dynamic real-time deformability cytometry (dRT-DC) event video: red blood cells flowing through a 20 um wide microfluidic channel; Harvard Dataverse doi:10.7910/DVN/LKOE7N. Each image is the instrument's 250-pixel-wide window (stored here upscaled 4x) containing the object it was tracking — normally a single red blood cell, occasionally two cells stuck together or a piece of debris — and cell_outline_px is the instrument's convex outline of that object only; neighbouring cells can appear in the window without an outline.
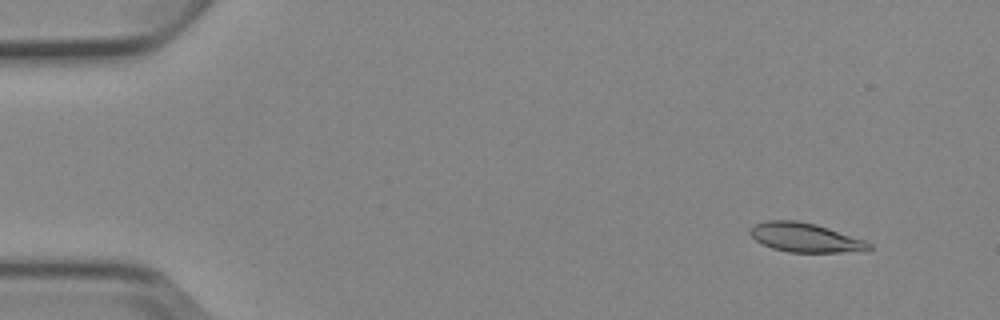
{"species": "Egyptian fruit bat (a non-hibernating species)", "species_latin": "Rousettus aegyptiacus", "temperature_condition": "cold", "stored_images_in_passage": 4, "camera_frame_rate_fps": 3000, "um_per_image_px": 0.085, "animal": {"sex": "female"}, "frame": {"image": 1, "passage_image": 1, "time_ms": 0.0, "image_size_px": [1000, 320], "cell_outline_px": [[872, 248], [840, 252], [788, 252], [772, 248], [756, 240], [748, 232], [748, 228], [764, 220], [796, 220], [816, 224], [864, 240], [872, 244]], "centroid_in_image_um": [68.37, 20.17], "position_along_channel_um": 16.6, "area_um2": 19.94}}
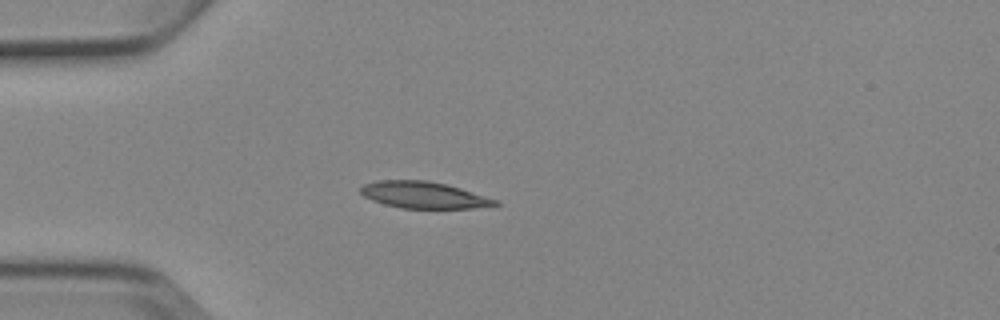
{"frame": {"image": 2, "passage_image": 4, "time_ms": 3.333, "image_size_px": [1000, 320], "cell_outline_px": [[500, 204], [472, 208], [400, 208], [384, 204], [372, 200], [364, 196], [360, 192], [360, 188], [364, 184], [376, 180], [428, 180], [460, 188], [500, 200]], "centroid_in_image_um": [36.01, 16.57], "position_along_channel_um": 49.0, "area_um2": 20.87}}